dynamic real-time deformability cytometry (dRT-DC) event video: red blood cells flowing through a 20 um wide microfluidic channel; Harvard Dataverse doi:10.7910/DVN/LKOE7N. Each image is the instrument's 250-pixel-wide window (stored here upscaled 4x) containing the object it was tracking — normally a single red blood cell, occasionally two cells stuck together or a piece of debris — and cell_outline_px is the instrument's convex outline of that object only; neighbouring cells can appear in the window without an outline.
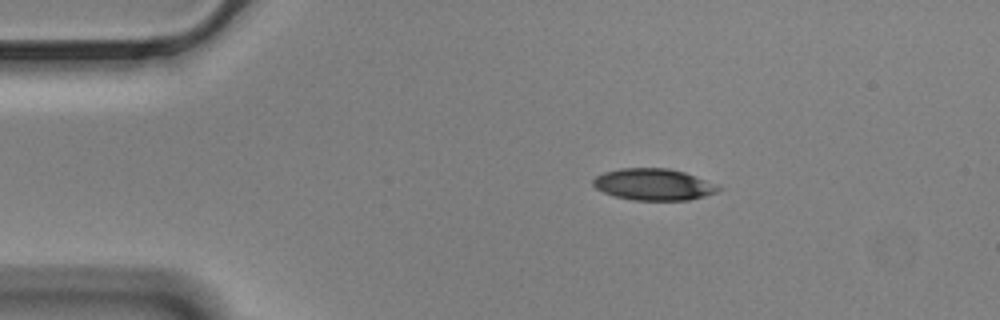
{"species": "Egyptian fruit bat (a non-hibernating species)", "species_latin": "Rousettus aegyptiacus", "temperature_condition": "cold", "stored_images_in_passage": 48, "camera_frame_rate_fps": 3000, "um_per_image_px": 0.085, "animal": {"sex": "male"}, "frame": {"image": 1, "passage_image": 1, "time_ms": 0.0, "image_size_px": [1000, 320], "cell_outline_px": [[724, 188], [716, 192], [704, 196], [688, 200], [632, 200], [616, 196], [604, 192], [596, 188], [592, 184], [592, 180], [596, 176], [604, 172], [620, 168], [668, 168], [684, 172], [720, 184]], "centroid_in_image_um": [55.6, 15.67], "position_along_channel_um": 29.4, "area_um2": 23.24}}
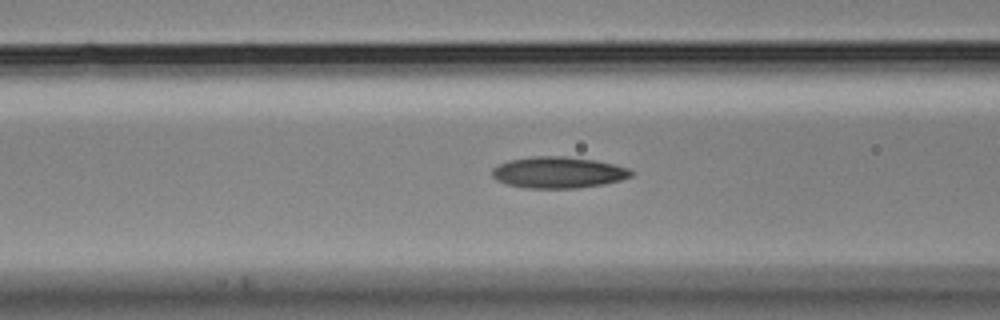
{"frame": {"image": 2, "passage_image": 13, "time_ms": 4.0, "image_size_px": [1000, 320], "cell_outline_px": [[636, 172], [632, 176], [620, 180], [604, 184], [576, 188], [524, 188], [508, 184], [496, 180], [492, 176], [492, 168], [508, 160], [532, 156], [564, 156], [596, 160], [616, 164], [628, 168]], "centroid_in_image_um": [47.47, 14.65], "position_along_channel_um": 119.1, "area_um2": 25.61}}
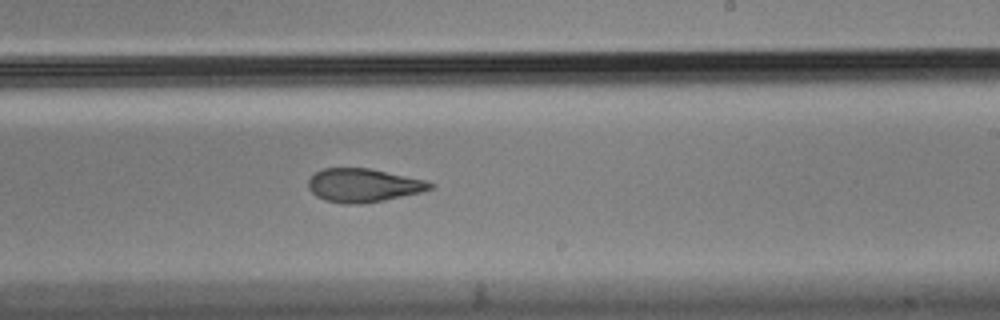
{"frame": {"image": 3, "passage_image": 25, "time_ms": 8.0, "image_size_px": [1000, 320], "cell_outline_px": [[436, 184], [432, 188], [420, 192], [384, 200], [360, 204], [344, 204], [324, 200], [316, 196], [308, 188], [308, 180], [316, 172], [324, 168], [372, 168], [428, 180]], "centroid_in_image_um": [30.91, 15.74], "position_along_channel_um": 258.1, "area_um2": 23.99}, "authors_computed_cell_mechanics": {"area_um2": 24.854, "velocity_mm_per_s": 3.4751, "shape_relaxation_time_tau1_ms": 10.8159, "shape_relaxation_time_tau2_ms": 2.5735, "deformation_change_tau1": 0.2509, "deformation_change_tau2": 0.0974}}